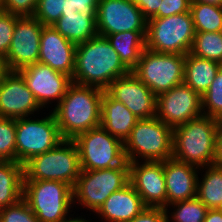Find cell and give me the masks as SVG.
<instances>
[{"mask_svg": "<svg viewBox=\"0 0 222 222\" xmlns=\"http://www.w3.org/2000/svg\"><path fill=\"white\" fill-rule=\"evenodd\" d=\"M63 37L78 45L98 35L96 18H62L52 25Z\"/></svg>", "mask_w": 222, "mask_h": 222, "instance_id": "27", "label": "cell"}, {"mask_svg": "<svg viewBox=\"0 0 222 222\" xmlns=\"http://www.w3.org/2000/svg\"><path fill=\"white\" fill-rule=\"evenodd\" d=\"M203 222H222V212L218 209H208Z\"/></svg>", "mask_w": 222, "mask_h": 222, "instance_id": "42", "label": "cell"}, {"mask_svg": "<svg viewBox=\"0 0 222 222\" xmlns=\"http://www.w3.org/2000/svg\"><path fill=\"white\" fill-rule=\"evenodd\" d=\"M185 55L156 53L144 49L131 71L156 96L184 82Z\"/></svg>", "mask_w": 222, "mask_h": 222, "instance_id": "10", "label": "cell"}, {"mask_svg": "<svg viewBox=\"0 0 222 222\" xmlns=\"http://www.w3.org/2000/svg\"><path fill=\"white\" fill-rule=\"evenodd\" d=\"M129 182L146 207H167L164 161L130 162Z\"/></svg>", "mask_w": 222, "mask_h": 222, "instance_id": "16", "label": "cell"}, {"mask_svg": "<svg viewBox=\"0 0 222 222\" xmlns=\"http://www.w3.org/2000/svg\"><path fill=\"white\" fill-rule=\"evenodd\" d=\"M123 143L129 163L165 161L172 158L173 129L156 116L139 119Z\"/></svg>", "mask_w": 222, "mask_h": 222, "instance_id": "4", "label": "cell"}, {"mask_svg": "<svg viewBox=\"0 0 222 222\" xmlns=\"http://www.w3.org/2000/svg\"><path fill=\"white\" fill-rule=\"evenodd\" d=\"M202 110L205 116L216 119L222 114V66L202 96Z\"/></svg>", "mask_w": 222, "mask_h": 222, "instance_id": "32", "label": "cell"}, {"mask_svg": "<svg viewBox=\"0 0 222 222\" xmlns=\"http://www.w3.org/2000/svg\"><path fill=\"white\" fill-rule=\"evenodd\" d=\"M162 1L163 0H132L147 20L151 18H161Z\"/></svg>", "mask_w": 222, "mask_h": 222, "instance_id": "40", "label": "cell"}, {"mask_svg": "<svg viewBox=\"0 0 222 222\" xmlns=\"http://www.w3.org/2000/svg\"><path fill=\"white\" fill-rule=\"evenodd\" d=\"M146 33L147 31H125L105 36L130 72L146 48Z\"/></svg>", "mask_w": 222, "mask_h": 222, "instance_id": "24", "label": "cell"}, {"mask_svg": "<svg viewBox=\"0 0 222 222\" xmlns=\"http://www.w3.org/2000/svg\"><path fill=\"white\" fill-rule=\"evenodd\" d=\"M130 222H168L165 208L145 207Z\"/></svg>", "mask_w": 222, "mask_h": 222, "instance_id": "38", "label": "cell"}, {"mask_svg": "<svg viewBox=\"0 0 222 222\" xmlns=\"http://www.w3.org/2000/svg\"><path fill=\"white\" fill-rule=\"evenodd\" d=\"M191 3H207L214 4L222 7V0H190Z\"/></svg>", "mask_w": 222, "mask_h": 222, "instance_id": "44", "label": "cell"}, {"mask_svg": "<svg viewBox=\"0 0 222 222\" xmlns=\"http://www.w3.org/2000/svg\"><path fill=\"white\" fill-rule=\"evenodd\" d=\"M23 173V180L60 181L73 188L81 173L75 142L64 139L55 148L31 158L23 165Z\"/></svg>", "mask_w": 222, "mask_h": 222, "instance_id": "5", "label": "cell"}, {"mask_svg": "<svg viewBox=\"0 0 222 222\" xmlns=\"http://www.w3.org/2000/svg\"><path fill=\"white\" fill-rule=\"evenodd\" d=\"M99 0H64L62 18H97Z\"/></svg>", "mask_w": 222, "mask_h": 222, "instance_id": "33", "label": "cell"}, {"mask_svg": "<svg viewBox=\"0 0 222 222\" xmlns=\"http://www.w3.org/2000/svg\"><path fill=\"white\" fill-rule=\"evenodd\" d=\"M190 13L195 32H221L222 7L207 3H191Z\"/></svg>", "mask_w": 222, "mask_h": 222, "instance_id": "28", "label": "cell"}, {"mask_svg": "<svg viewBox=\"0 0 222 222\" xmlns=\"http://www.w3.org/2000/svg\"><path fill=\"white\" fill-rule=\"evenodd\" d=\"M190 53L222 64V31L196 32Z\"/></svg>", "mask_w": 222, "mask_h": 222, "instance_id": "29", "label": "cell"}, {"mask_svg": "<svg viewBox=\"0 0 222 222\" xmlns=\"http://www.w3.org/2000/svg\"><path fill=\"white\" fill-rule=\"evenodd\" d=\"M64 0H38L34 17L43 25H53L62 15Z\"/></svg>", "mask_w": 222, "mask_h": 222, "instance_id": "35", "label": "cell"}, {"mask_svg": "<svg viewBox=\"0 0 222 222\" xmlns=\"http://www.w3.org/2000/svg\"><path fill=\"white\" fill-rule=\"evenodd\" d=\"M218 134H222V114L217 118Z\"/></svg>", "mask_w": 222, "mask_h": 222, "instance_id": "46", "label": "cell"}, {"mask_svg": "<svg viewBox=\"0 0 222 222\" xmlns=\"http://www.w3.org/2000/svg\"><path fill=\"white\" fill-rule=\"evenodd\" d=\"M104 90L72 83L61 101L52 108L63 139L73 140L80 133L100 126Z\"/></svg>", "mask_w": 222, "mask_h": 222, "instance_id": "2", "label": "cell"}, {"mask_svg": "<svg viewBox=\"0 0 222 222\" xmlns=\"http://www.w3.org/2000/svg\"><path fill=\"white\" fill-rule=\"evenodd\" d=\"M190 0H163L161 4V18L190 12Z\"/></svg>", "mask_w": 222, "mask_h": 222, "instance_id": "39", "label": "cell"}, {"mask_svg": "<svg viewBox=\"0 0 222 222\" xmlns=\"http://www.w3.org/2000/svg\"><path fill=\"white\" fill-rule=\"evenodd\" d=\"M217 119L202 115L173 129L172 157L198 168L216 157Z\"/></svg>", "mask_w": 222, "mask_h": 222, "instance_id": "3", "label": "cell"}, {"mask_svg": "<svg viewBox=\"0 0 222 222\" xmlns=\"http://www.w3.org/2000/svg\"><path fill=\"white\" fill-rule=\"evenodd\" d=\"M139 119L122 103L106 91L102 96L100 126L123 142Z\"/></svg>", "mask_w": 222, "mask_h": 222, "instance_id": "22", "label": "cell"}, {"mask_svg": "<svg viewBox=\"0 0 222 222\" xmlns=\"http://www.w3.org/2000/svg\"><path fill=\"white\" fill-rule=\"evenodd\" d=\"M76 44L63 37L53 26L44 25L40 38L38 62L73 77Z\"/></svg>", "mask_w": 222, "mask_h": 222, "instance_id": "19", "label": "cell"}, {"mask_svg": "<svg viewBox=\"0 0 222 222\" xmlns=\"http://www.w3.org/2000/svg\"><path fill=\"white\" fill-rule=\"evenodd\" d=\"M41 119H16V162L24 165L31 158L55 148L62 138L54 114Z\"/></svg>", "mask_w": 222, "mask_h": 222, "instance_id": "11", "label": "cell"}, {"mask_svg": "<svg viewBox=\"0 0 222 222\" xmlns=\"http://www.w3.org/2000/svg\"><path fill=\"white\" fill-rule=\"evenodd\" d=\"M213 164L222 168V134L217 135L216 157Z\"/></svg>", "mask_w": 222, "mask_h": 222, "instance_id": "41", "label": "cell"}, {"mask_svg": "<svg viewBox=\"0 0 222 222\" xmlns=\"http://www.w3.org/2000/svg\"><path fill=\"white\" fill-rule=\"evenodd\" d=\"M202 115V96L184 82L156 97L155 116L172 129Z\"/></svg>", "mask_w": 222, "mask_h": 222, "instance_id": "12", "label": "cell"}, {"mask_svg": "<svg viewBox=\"0 0 222 222\" xmlns=\"http://www.w3.org/2000/svg\"><path fill=\"white\" fill-rule=\"evenodd\" d=\"M222 64L191 54L185 55L184 83L201 96L208 90Z\"/></svg>", "mask_w": 222, "mask_h": 222, "instance_id": "23", "label": "cell"}, {"mask_svg": "<svg viewBox=\"0 0 222 222\" xmlns=\"http://www.w3.org/2000/svg\"><path fill=\"white\" fill-rule=\"evenodd\" d=\"M200 169L207 170L201 179L198 176L196 197L208 209H218L222 203V168L212 164Z\"/></svg>", "mask_w": 222, "mask_h": 222, "instance_id": "26", "label": "cell"}, {"mask_svg": "<svg viewBox=\"0 0 222 222\" xmlns=\"http://www.w3.org/2000/svg\"><path fill=\"white\" fill-rule=\"evenodd\" d=\"M38 0H1V10L18 15L34 16Z\"/></svg>", "mask_w": 222, "mask_h": 222, "instance_id": "37", "label": "cell"}, {"mask_svg": "<svg viewBox=\"0 0 222 222\" xmlns=\"http://www.w3.org/2000/svg\"><path fill=\"white\" fill-rule=\"evenodd\" d=\"M199 170L173 157L164 161L167 205L196 197Z\"/></svg>", "mask_w": 222, "mask_h": 222, "instance_id": "20", "label": "cell"}, {"mask_svg": "<svg viewBox=\"0 0 222 222\" xmlns=\"http://www.w3.org/2000/svg\"><path fill=\"white\" fill-rule=\"evenodd\" d=\"M171 206L175 210L169 213ZM165 210L168 222H203L208 208L197 197H194L167 205Z\"/></svg>", "mask_w": 222, "mask_h": 222, "instance_id": "30", "label": "cell"}, {"mask_svg": "<svg viewBox=\"0 0 222 222\" xmlns=\"http://www.w3.org/2000/svg\"><path fill=\"white\" fill-rule=\"evenodd\" d=\"M18 72L24 78L27 87L42 109L48 108V105L53 101L58 104L65 96L68 87L73 83L70 76L39 62L28 65Z\"/></svg>", "mask_w": 222, "mask_h": 222, "instance_id": "15", "label": "cell"}, {"mask_svg": "<svg viewBox=\"0 0 222 222\" xmlns=\"http://www.w3.org/2000/svg\"><path fill=\"white\" fill-rule=\"evenodd\" d=\"M8 68L7 66L5 65V61L0 58V84L5 76V74L8 72Z\"/></svg>", "mask_w": 222, "mask_h": 222, "instance_id": "43", "label": "cell"}, {"mask_svg": "<svg viewBox=\"0 0 222 222\" xmlns=\"http://www.w3.org/2000/svg\"><path fill=\"white\" fill-rule=\"evenodd\" d=\"M43 26L34 16L16 20L10 47L3 59L9 71H18L38 62Z\"/></svg>", "mask_w": 222, "mask_h": 222, "instance_id": "13", "label": "cell"}, {"mask_svg": "<svg viewBox=\"0 0 222 222\" xmlns=\"http://www.w3.org/2000/svg\"><path fill=\"white\" fill-rule=\"evenodd\" d=\"M190 12L147 20L146 49L156 53L186 55L194 36Z\"/></svg>", "mask_w": 222, "mask_h": 222, "instance_id": "7", "label": "cell"}, {"mask_svg": "<svg viewBox=\"0 0 222 222\" xmlns=\"http://www.w3.org/2000/svg\"><path fill=\"white\" fill-rule=\"evenodd\" d=\"M71 217V218H70ZM62 222H91V221H89V220H86L85 218H83V217H73V216H71V215H69L64 221H62Z\"/></svg>", "mask_w": 222, "mask_h": 222, "instance_id": "45", "label": "cell"}, {"mask_svg": "<svg viewBox=\"0 0 222 222\" xmlns=\"http://www.w3.org/2000/svg\"><path fill=\"white\" fill-rule=\"evenodd\" d=\"M75 142L81 170H101L129 165L124 153V143L112 136L102 126L80 133Z\"/></svg>", "mask_w": 222, "mask_h": 222, "instance_id": "9", "label": "cell"}, {"mask_svg": "<svg viewBox=\"0 0 222 222\" xmlns=\"http://www.w3.org/2000/svg\"><path fill=\"white\" fill-rule=\"evenodd\" d=\"M0 222H40L27 202L21 198L17 203L0 209Z\"/></svg>", "mask_w": 222, "mask_h": 222, "instance_id": "34", "label": "cell"}, {"mask_svg": "<svg viewBox=\"0 0 222 222\" xmlns=\"http://www.w3.org/2000/svg\"><path fill=\"white\" fill-rule=\"evenodd\" d=\"M129 73L106 37L97 35L76 46L73 83L105 91L111 82Z\"/></svg>", "mask_w": 222, "mask_h": 222, "instance_id": "1", "label": "cell"}, {"mask_svg": "<svg viewBox=\"0 0 222 222\" xmlns=\"http://www.w3.org/2000/svg\"><path fill=\"white\" fill-rule=\"evenodd\" d=\"M40 109L22 75L18 71H8L0 84V117L24 118Z\"/></svg>", "mask_w": 222, "mask_h": 222, "instance_id": "18", "label": "cell"}, {"mask_svg": "<svg viewBox=\"0 0 222 222\" xmlns=\"http://www.w3.org/2000/svg\"><path fill=\"white\" fill-rule=\"evenodd\" d=\"M20 16L0 10V58L6 57L10 47L16 20Z\"/></svg>", "mask_w": 222, "mask_h": 222, "instance_id": "36", "label": "cell"}, {"mask_svg": "<svg viewBox=\"0 0 222 222\" xmlns=\"http://www.w3.org/2000/svg\"><path fill=\"white\" fill-rule=\"evenodd\" d=\"M218 210L222 212V203H221V205L219 206Z\"/></svg>", "mask_w": 222, "mask_h": 222, "instance_id": "47", "label": "cell"}, {"mask_svg": "<svg viewBox=\"0 0 222 222\" xmlns=\"http://www.w3.org/2000/svg\"><path fill=\"white\" fill-rule=\"evenodd\" d=\"M23 165L0 161V209L17 203L23 195Z\"/></svg>", "mask_w": 222, "mask_h": 222, "instance_id": "25", "label": "cell"}, {"mask_svg": "<svg viewBox=\"0 0 222 222\" xmlns=\"http://www.w3.org/2000/svg\"><path fill=\"white\" fill-rule=\"evenodd\" d=\"M145 207L140 195L129 182L122 189L113 192L96 214L104 222H130Z\"/></svg>", "mask_w": 222, "mask_h": 222, "instance_id": "21", "label": "cell"}, {"mask_svg": "<svg viewBox=\"0 0 222 222\" xmlns=\"http://www.w3.org/2000/svg\"><path fill=\"white\" fill-rule=\"evenodd\" d=\"M113 99L122 102L138 119L156 115V95L132 72L115 79L105 90Z\"/></svg>", "mask_w": 222, "mask_h": 222, "instance_id": "17", "label": "cell"}, {"mask_svg": "<svg viewBox=\"0 0 222 222\" xmlns=\"http://www.w3.org/2000/svg\"><path fill=\"white\" fill-rule=\"evenodd\" d=\"M22 198L40 222H62L74 207L72 187L60 181L23 180Z\"/></svg>", "mask_w": 222, "mask_h": 222, "instance_id": "6", "label": "cell"}, {"mask_svg": "<svg viewBox=\"0 0 222 222\" xmlns=\"http://www.w3.org/2000/svg\"><path fill=\"white\" fill-rule=\"evenodd\" d=\"M96 27L98 35L125 31H147V19L132 0H99Z\"/></svg>", "mask_w": 222, "mask_h": 222, "instance_id": "14", "label": "cell"}, {"mask_svg": "<svg viewBox=\"0 0 222 222\" xmlns=\"http://www.w3.org/2000/svg\"><path fill=\"white\" fill-rule=\"evenodd\" d=\"M128 183L129 165L101 170H81L72 188L73 206L76 208L78 204L96 213L113 192L122 189Z\"/></svg>", "mask_w": 222, "mask_h": 222, "instance_id": "8", "label": "cell"}, {"mask_svg": "<svg viewBox=\"0 0 222 222\" xmlns=\"http://www.w3.org/2000/svg\"><path fill=\"white\" fill-rule=\"evenodd\" d=\"M0 161L16 162V119L0 117Z\"/></svg>", "mask_w": 222, "mask_h": 222, "instance_id": "31", "label": "cell"}]
</instances>
